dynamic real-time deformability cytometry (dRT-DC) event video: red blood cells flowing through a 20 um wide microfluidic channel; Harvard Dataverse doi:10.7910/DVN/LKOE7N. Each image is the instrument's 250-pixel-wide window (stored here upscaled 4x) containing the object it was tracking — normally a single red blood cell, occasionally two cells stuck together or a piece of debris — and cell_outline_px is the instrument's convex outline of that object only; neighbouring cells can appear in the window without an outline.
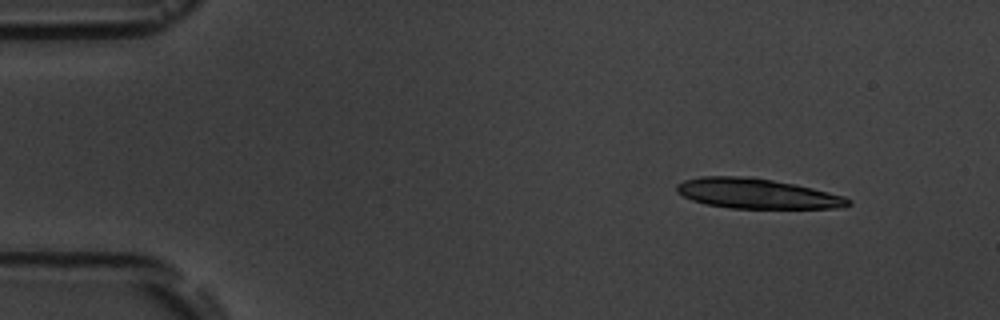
{"species": "common noctule bat (a hibernating species)", "species_latin": "Nyctalus noctula", "temperature_condition": "room temperature", "stored_images_in_passage": 5, "camera_frame_rate_fps": 3000, "um_per_image_px": 0.085, "animal": {"sex": "male", "body_mass_g": 19.5, "forearm_length_mm": 54.6}, "frame": {"image": 1, "passage_image": 2, "time_ms": 1.333, "image_size_px": [1000, 320], "cell_outline_px": [[852, 204], [840, 208], [732, 208], [708, 204], [692, 200], [676, 192], [676, 184], [684, 180], [700, 176], [740, 176], [772, 180], [796, 184], [844, 196], [852, 200]], "centroid_in_image_um": [64.34, 16.45], "position_along_channel_um": 20.7, "area_um2": 29.88}}